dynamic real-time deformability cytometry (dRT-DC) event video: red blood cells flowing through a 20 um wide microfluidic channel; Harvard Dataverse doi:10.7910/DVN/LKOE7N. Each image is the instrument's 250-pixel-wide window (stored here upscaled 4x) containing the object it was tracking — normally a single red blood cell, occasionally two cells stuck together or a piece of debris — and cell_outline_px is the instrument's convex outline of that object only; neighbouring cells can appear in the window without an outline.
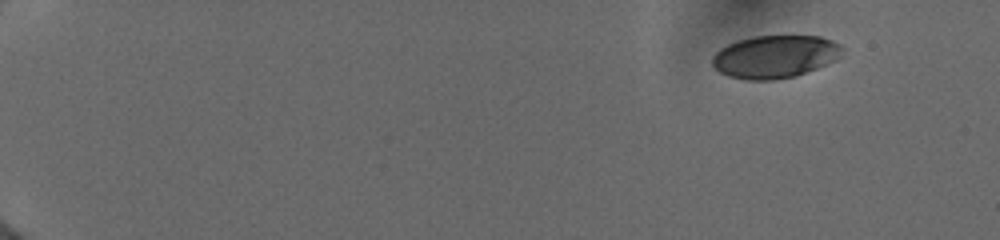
{"species": "human", "species_latin": "Homo sapiens", "temperature_condition": "cold", "stored_images_in_passage": 7, "camera_frame_rate_fps": 3000, "um_per_image_px": 0.085, "donor": {"sex": "female"}, "frame": {"image": 1, "passage_image": 1, "time_ms": 0.0, "image_size_px": [1000, 240], "cell_outline_px": [[844, 48], [840, 56], [836, 60], [796, 76], [772, 80], [744, 80], [728, 76], [720, 72], [712, 64], [712, 56], [720, 48], [736, 40], [756, 36], [820, 36], [832, 40], [840, 44]], "centroid_in_image_um": [65.87, 4.81], "position_along_channel_um": 19.1, "area_um2": 32.48}}
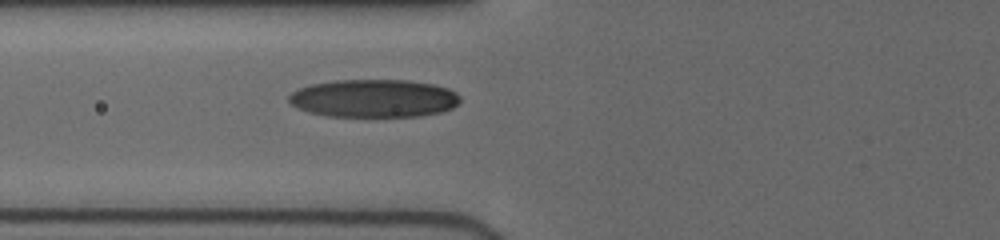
{"frame": {"image": 2, "passage_image": 7, "time_ms": 6.0, "image_size_px": [1000, 240], "cell_outline_px": [[460, 100], [452, 108], [440, 112], [420, 116], [324, 116], [308, 112], [296, 108], [288, 100], [288, 96], [292, 92], [300, 88], [312, 84], [336, 80], [404, 80], [432, 84], [448, 88], [456, 92], [460, 96]], "centroid_in_image_um": [31.76, 8.36], "position_along_channel_um": 94.0, "area_um2": 37.86}}